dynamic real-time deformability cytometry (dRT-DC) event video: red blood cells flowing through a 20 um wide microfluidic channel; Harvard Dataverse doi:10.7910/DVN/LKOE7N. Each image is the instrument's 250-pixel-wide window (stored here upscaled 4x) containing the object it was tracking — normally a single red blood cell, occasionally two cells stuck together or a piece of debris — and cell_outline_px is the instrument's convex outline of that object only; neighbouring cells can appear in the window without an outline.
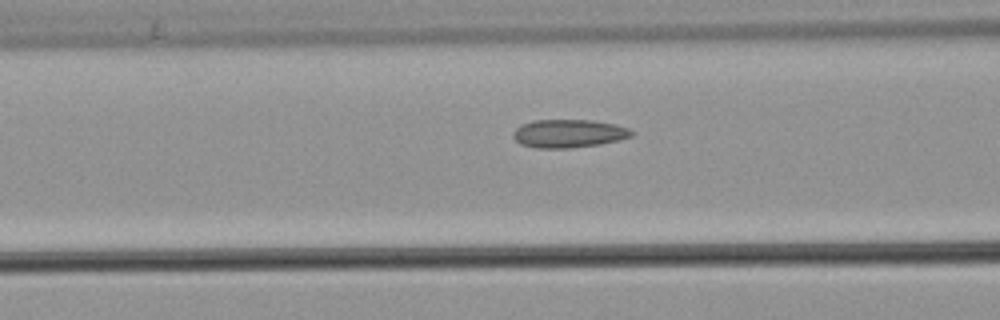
{"species": "common noctule bat (a hibernating species)", "species_latin": "Nyctalus noctula", "temperature_condition": "warm", "stored_images_in_passage": 31, "camera_frame_rate_fps": 3000, "um_per_image_px": 0.085, "animal": {"sex": "male", "body_mass_g": 21.5, "forearm_length_mm": 52.0}, "frame": {"image": 1, "passage_image": 10, "time_ms": 3.0, "image_size_px": [1000, 320], "cell_outline_px": [[636, 132], [632, 136], [620, 140], [600, 144], [572, 148], [536, 148], [520, 144], [512, 136], [512, 132], [520, 124], [532, 120], [592, 120], [616, 124], [628, 128]], "centroid_in_image_um": [48.34, 11.34], "position_along_channel_um": 118.3, "area_um2": 19.77}}